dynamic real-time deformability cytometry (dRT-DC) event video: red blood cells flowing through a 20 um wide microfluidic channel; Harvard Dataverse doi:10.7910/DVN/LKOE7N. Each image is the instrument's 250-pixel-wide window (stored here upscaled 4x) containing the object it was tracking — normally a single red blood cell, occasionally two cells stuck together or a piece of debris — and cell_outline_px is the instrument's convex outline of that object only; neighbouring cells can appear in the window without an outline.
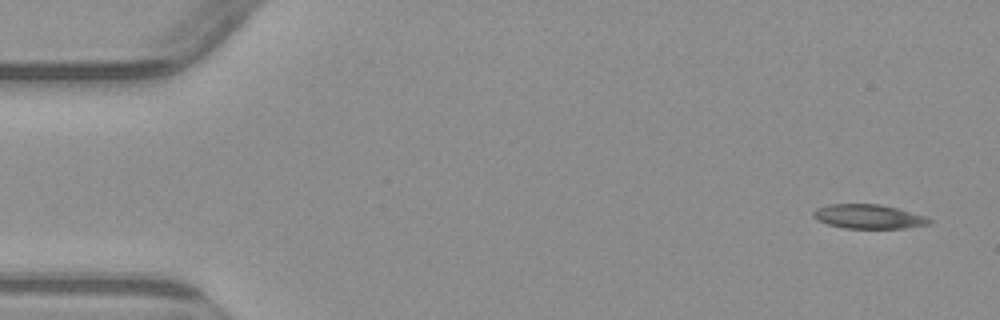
{"species": "common noctule bat (a hibernating species)", "species_latin": "Nyctalus noctula", "temperature_condition": "warm", "stored_images_in_passage": 6, "segment_of_instrument_passage": [2, 2], "camera_frame_rate_fps": 3000, "um_per_image_px": 0.085, "animal": {"sex": "male", "body_mass_g": 23.1, "forearm_length_mm": 52.7}, "frame": {"image": 1, "passage_image": 6, "time_ms": 6.0, "image_size_px": [1000, 320], "cell_outline_px": [[932, 224], [904, 228], [844, 228], [828, 224], [816, 220], [812, 216], [812, 212], [816, 208], [828, 204], [880, 204], [896, 208], [924, 216], [932, 220]], "centroid_in_image_um": [73.79, 18.41], "position_along_channel_um": 11.2, "area_um2": 16.36}}